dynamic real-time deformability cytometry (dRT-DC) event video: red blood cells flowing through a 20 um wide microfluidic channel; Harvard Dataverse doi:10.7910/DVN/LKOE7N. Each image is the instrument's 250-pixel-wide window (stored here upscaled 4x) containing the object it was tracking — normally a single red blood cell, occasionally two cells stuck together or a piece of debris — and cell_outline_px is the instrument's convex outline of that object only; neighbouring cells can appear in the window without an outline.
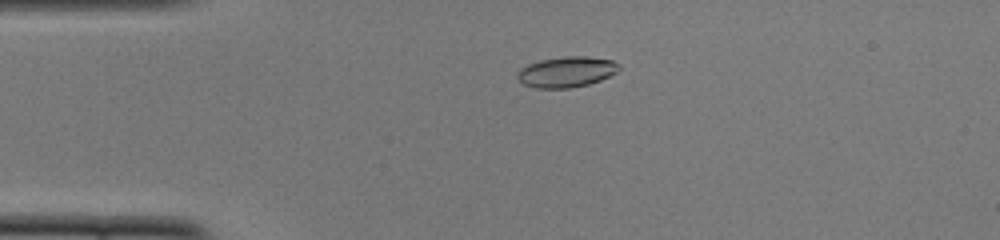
{"species": "common noctule bat (a hibernating species)", "species_latin": "Nyctalus noctula", "temperature_condition": "cold", "stored_images_in_passage": 37, "camera_frame_rate_fps": 3000, "um_per_image_px": 0.085, "animal": {"sex": "female", "body_mass_g": 22.0, "forearm_length_mm": 56.7}, "frame": {"image": 1, "passage_image": 12, "time_ms": 3.667, "image_size_px": [1000, 240], "cell_outline_px": [[620, 68], [616, 72], [600, 80], [588, 84], [568, 88], [536, 88], [524, 84], [516, 76], [520, 68], [528, 64], [540, 60], [564, 56], [588, 56], [612, 60], [620, 64]], "centroid_in_image_um": [48.16, 6.1], "position_along_channel_um": 36.8, "area_um2": 18.09}}
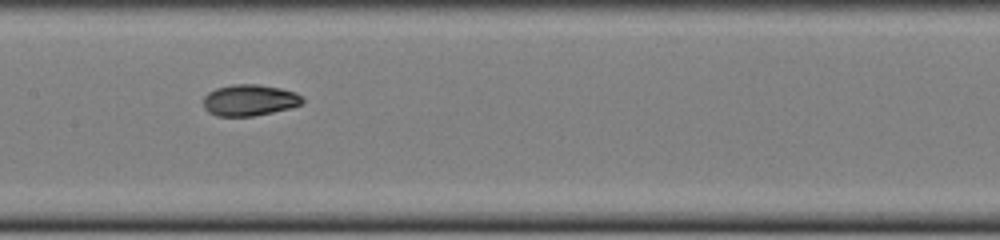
{"frame": {"image": 2, "passage_image": 26, "time_ms": 8.333, "image_size_px": [1000, 240], "cell_outline_px": [[304, 100], [300, 104], [292, 108], [252, 116], [216, 116], [208, 112], [204, 108], [204, 96], [208, 92], [216, 88], [232, 84], [256, 84], [280, 88], [296, 92]], "centroid_in_image_um": [21.19, 8.51], "position_along_channel_um": 186.2, "area_um2": 18.09}}
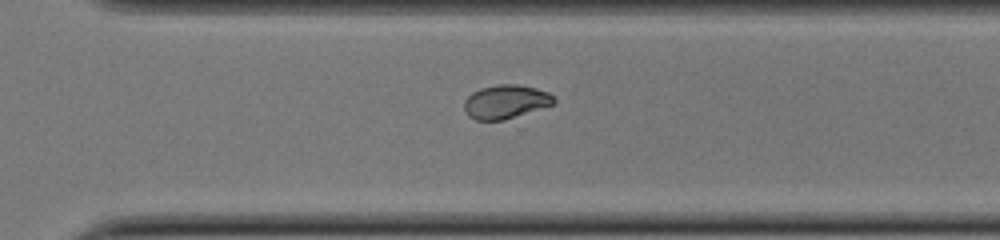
{"frame": {"image": 3, "passage_image": 37, "time_ms": 12.0, "image_size_px": [1000, 240], "cell_outline_px": [[556, 104], [504, 120], [476, 120], [468, 116], [464, 108], [464, 100], [472, 92], [480, 88], [496, 84], [516, 84], [536, 88], [548, 92], [556, 100]], "centroid_in_image_um": [42.99, 8.64], "position_along_channel_um": 327.6, "area_um2": 17.8}}